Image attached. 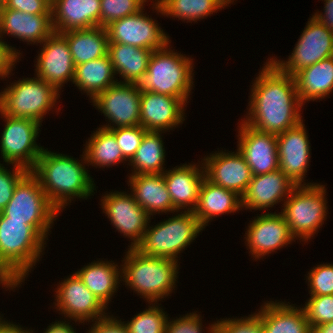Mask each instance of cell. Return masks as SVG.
<instances>
[{"instance_id":"43","label":"cell","mask_w":333,"mask_h":333,"mask_svg":"<svg viewBox=\"0 0 333 333\" xmlns=\"http://www.w3.org/2000/svg\"><path fill=\"white\" fill-rule=\"evenodd\" d=\"M14 166L12 171H9L3 164L0 163V212L5 208L8 202L12 199L15 186L29 172L24 167L19 165Z\"/></svg>"},{"instance_id":"34","label":"cell","mask_w":333,"mask_h":333,"mask_svg":"<svg viewBox=\"0 0 333 333\" xmlns=\"http://www.w3.org/2000/svg\"><path fill=\"white\" fill-rule=\"evenodd\" d=\"M233 2L234 0H155L152 5L158 15L160 13L187 22H197Z\"/></svg>"},{"instance_id":"19","label":"cell","mask_w":333,"mask_h":333,"mask_svg":"<svg viewBox=\"0 0 333 333\" xmlns=\"http://www.w3.org/2000/svg\"><path fill=\"white\" fill-rule=\"evenodd\" d=\"M277 151L279 169L295 185H306L304 179L309 168L311 145L303 121L277 134Z\"/></svg>"},{"instance_id":"4","label":"cell","mask_w":333,"mask_h":333,"mask_svg":"<svg viewBox=\"0 0 333 333\" xmlns=\"http://www.w3.org/2000/svg\"><path fill=\"white\" fill-rule=\"evenodd\" d=\"M46 239L25 221L0 212V267L21 286L45 250Z\"/></svg>"},{"instance_id":"26","label":"cell","mask_w":333,"mask_h":333,"mask_svg":"<svg viewBox=\"0 0 333 333\" xmlns=\"http://www.w3.org/2000/svg\"><path fill=\"white\" fill-rule=\"evenodd\" d=\"M134 200L151 216L178 212L166 187L162 174H135L128 176Z\"/></svg>"},{"instance_id":"17","label":"cell","mask_w":333,"mask_h":333,"mask_svg":"<svg viewBox=\"0 0 333 333\" xmlns=\"http://www.w3.org/2000/svg\"><path fill=\"white\" fill-rule=\"evenodd\" d=\"M35 61V75L60 92L63 84L73 82L75 65L66 38L54 32L47 37Z\"/></svg>"},{"instance_id":"22","label":"cell","mask_w":333,"mask_h":333,"mask_svg":"<svg viewBox=\"0 0 333 333\" xmlns=\"http://www.w3.org/2000/svg\"><path fill=\"white\" fill-rule=\"evenodd\" d=\"M296 185L280 170L252 176L242 195V207L264 210L284 203Z\"/></svg>"},{"instance_id":"45","label":"cell","mask_w":333,"mask_h":333,"mask_svg":"<svg viewBox=\"0 0 333 333\" xmlns=\"http://www.w3.org/2000/svg\"><path fill=\"white\" fill-rule=\"evenodd\" d=\"M0 9L19 10L36 15H52L51 0H6Z\"/></svg>"},{"instance_id":"6","label":"cell","mask_w":333,"mask_h":333,"mask_svg":"<svg viewBox=\"0 0 333 333\" xmlns=\"http://www.w3.org/2000/svg\"><path fill=\"white\" fill-rule=\"evenodd\" d=\"M203 229L194 212L182 210L180 214L154 226L148 224L142 241L135 248L146 256L178 262V254L182 253Z\"/></svg>"},{"instance_id":"47","label":"cell","mask_w":333,"mask_h":333,"mask_svg":"<svg viewBox=\"0 0 333 333\" xmlns=\"http://www.w3.org/2000/svg\"><path fill=\"white\" fill-rule=\"evenodd\" d=\"M93 322L87 333H129L125 322L114 318L113 315L106 314Z\"/></svg>"},{"instance_id":"31","label":"cell","mask_w":333,"mask_h":333,"mask_svg":"<svg viewBox=\"0 0 333 333\" xmlns=\"http://www.w3.org/2000/svg\"><path fill=\"white\" fill-rule=\"evenodd\" d=\"M67 40L74 65L108 55V33L105 27L68 30L61 33Z\"/></svg>"},{"instance_id":"39","label":"cell","mask_w":333,"mask_h":333,"mask_svg":"<svg viewBox=\"0 0 333 333\" xmlns=\"http://www.w3.org/2000/svg\"><path fill=\"white\" fill-rule=\"evenodd\" d=\"M148 0H101L100 26L106 27L111 22L140 11Z\"/></svg>"},{"instance_id":"40","label":"cell","mask_w":333,"mask_h":333,"mask_svg":"<svg viewBox=\"0 0 333 333\" xmlns=\"http://www.w3.org/2000/svg\"><path fill=\"white\" fill-rule=\"evenodd\" d=\"M302 308L311 329L333 321V295L310 296Z\"/></svg>"},{"instance_id":"12","label":"cell","mask_w":333,"mask_h":333,"mask_svg":"<svg viewBox=\"0 0 333 333\" xmlns=\"http://www.w3.org/2000/svg\"><path fill=\"white\" fill-rule=\"evenodd\" d=\"M140 98L138 84L118 82L99 93L92 102L111 122L102 127L113 129L140 125Z\"/></svg>"},{"instance_id":"30","label":"cell","mask_w":333,"mask_h":333,"mask_svg":"<svg viewBox=\"0 0 333 333\" xmlns=\"http://www.w3.org/2000/svg\"><path fill=\"white\" fill-rule=\"evenodd\" d=\"M113 261H93L75 272L84 285L107 307L122 281V268ZM114 294V295H113Z\"/></svg>"},{"instance_id":"15","label":"cell","mask_w":333,"mask_h":333,"mask_svg":"<svg viewBox=\"0 0 333 333\" xmlns=\"http://www.w3.org/2000/svg\"><path fill=\"white\" fill-rule=\"evenodd\" d=\"M55 291V309L65 318L78 323L93 322L104 317L108 309L73 273L58 284ZM91 320V321H90Z\"/></svg>"},{"instance_id":"9","label":"cell","mask_w":333,"mask_h":333,"mask_svg":"<svg viewBox=\"0 0 333 333\" xmlns=\"http://www.w3.org/2000/svg\"><path fill=\"white\" fill-rule=\"evenodd\" d=\"M2 213L9 220L25 221L47 240L50 228L61 212L49 201L39 180L29 171L15 186L12 199Z\"/></svg>"},{"instance_id":"50","label":"cell","mask_w":333,"mask_h":333,"mask_svg":"<svg viewBox=\"0 0 333 333\" xmlns=\"http://www.w3.org/2000/svg\"><path fill=\"white\" fill-rule=\"evenodd\" d=\"M33 330L24 329L22 326L16 325L12 322L0 319V333H33Z\"/></svg>"},{"instance_id":"46","label":"cell","mask_w":333,"mask_h":333,"mask_svg":"<svg viewBox=\"0 0 333 333\" xmlns=\"http://www.w3.org/2000/svg\"><path fill=\"white\" fill-rule=\"evenodd\" d=\"M20 50L9 46L4 40L0 38V77L4 80L13 71L15 63L20 60ZM3 78V79H2Z\"/></svg>"},{"instance_id":"7","label":"cell","mask_w":333,"mask_h":333,"mask_svg":"<svg viewBox=\"0 0 333 333\" xmlns=\"http://www.w3.org/2000/svg\"><path fill=\"white\" fill-rule=\"evenodd\" d=\"M325 195V185H296L282 204L284 209L282 208L281 213L296 239L308 242L324 224L328 214Z\"/></svg>"},{"instance_id":"36","label":"cell","mask_w":333,"mask_h":333,"mask_svg":"<svg viewBox=\"0 0 333 333\" xmlns=\"http://www.w3.org/2000/svg\"><path fill=\"white\" fill-rule=\"evenodd\" d=\"M162 131H146L134 157L127 165L133 166L132 174H162L165 172V147Z\"/></svg>"},{"instance_id":"28","label":"cell","mask_w":333,"mask_h":333,"mask_svg":"<svg viewBox=\"0 0 333 333\" xmlns=\"http://www.w3.org/2000/svg\"><path fill=\"white\" fill-rule=\"evenodd\" d=\"M261 306L258 314L264 333H311L302 307L282 301H267Z\"/></svg>"},{"instance_id":"24","label":"cell","mask_w":333,"mask_h":333,"mask_svg":"<svg viewBox=\"0 0 333 333\" xmlns=\"http://www.w3.org/2000/svg\"><path fill=\"white\" fill-rule=\"evenodd\" d=\"M54 32L52 15H36L19 10L0 9L1 39L3 35L9 34L27 44H41Z\"/></svg>"},{"instance_id":"41","label":"cell","mask_w":333,"mask_h":333,"mask_svg":"<svg viewBox=\"0 0 333 333\" xmlns=\"http://www.w3.org/2000/svg\"><path fill=\"white\" fill-rule=\"evenodd\" d=\"M109 130L115 135L117 144L119 145L124 158L130 162L139 148L147 130L141 125L119 127Z\"/></svg>"},{"instance_id":"23","label":"cell","mask_w":333,"mask_h":333,"mask_svg":"<svg viewBox=\"0 0 333 333\" xmlns=\"http://www.w3.org/2000/svg\"><path fill=\"white\" fill-rule=\"evenodd\" d=\"M163 177L173 207L178 212L181 209L193 212L198 203L201 182L205 178L203 164L185 163L171 170H165Z\"/></svg>"},{"instance_id":"42","label":"cell","mask_w":333,"mask_h":333,"mask_svg":"<svg viewBox=\"0 0 333 333\" xmlns=\"http://www.w3.org/2000/svg\"><path fill=\"white\" fill-rule=\"evenodd\" d=\"M310 296L333 295V264H319L307 274Z\"/></svg>"},{"instance_id":"18","label":"cell","mask_w":333,"mask_h":333,"mask_svg":"<svg viewBox=\"0 0 333 333\" xmlns=\"http://www.w3.org/2000/svg\"><path fill=\"white\" fill-rule=\"evenodd\" d=\"M238 127L237 148L249 165L252 175L279 169L277 134L256 130L243 121Z\"/></svg>"},{"instance_id":"37","label":"cell","mask_w":333,"mask_h":333,"mask_svg":"<svg viewBox=\"0 0 333 333\" xmlns=\"http://www.w3.org/2000/svg\"><path fill=\"white\" fill-rule=\"evenodd\" d=\"M148 309L135 315L127 321L129 333H164L168 315L160 308L158 303H151Z\"/></svg>"},{"instance_id":"27","label":"cell","mask_w":333,"mask_h":333,"mask_svg":"<svg viewBox=\"0 0 333 333\" xmlns=\"http://www.w3.org/2000/svg\"><path fill=\"white\" fill-rule=\"evenodd\" d=\"M242 197L231 191L203 179L199 189L198 203L193 211L205 228L213 218L226 213L242 210Z\"/></svg>"},{"instance_id":"1","label":"cell","mask_w":333,"mask_h":333,"mask_svg":"<svg viewBox=\"0 0 333 333\" xmlns=\"http://www.w3.org/2000/svg\"><path fill=\"white\" fill-rule=\"evenodd\" d=\"M251 86L248 115L241 120L252 128L279 134L304 121L294 77L271 60L264 64Z\"/></svg>"},{"instance_id":"44","label":"cell","mask_w":333,"mask_h":333,"mask_svg":"<svg viewBox=\"0 0 333 333\" xmlns=\"http://www.w3.org/2000/svg\"><path fill=\"white\" fill-rule=\"evenodd\" d=\"M202 319L196 312L187 313L183 317L167 320L164 333H203Z\"/></svg>"},{"instance_id":"49","label":"cell","mask_w":333,"mask_h":333,"mask_svg":"<svg viewBox=\"0 0 333 333\" xmlns=\"http://www.w3.org/2000/svg\"><path fill=\"white\" fill-rule=\"evenodd\" d=\"M66 322V323H65ZM43 333H76L70 322L67 321H55L49 325Z\"/></svg>"},{"instance_id":"21","label":"cell","mask_w":333,"mask_h":333,"mask_svg":"<svg viewBox=\"0 0 333 333\" xmlns=\"http://www.w3.org/2000/svg\"><path fill=\"white\" fill-rule=\"evenodd\" d=\"M186 103L177 97L141 91L140 125L147 131L166 132L185 120Z\"/></svg>"},{"instance_id":"13","label":"cell","mask_w":333,"mask_h":333,"mask_svg":"<svg viewBox=\"0 0 333 333\" xmlns=\"http://www.w3.org/2000/svg\"><path fill=\"white\" fill-rule=\"evenodd\" d=\"M111 22L105 28L109 43H122L150 50L163 49L171 43L169 35L158 25L156 20L143 11Z\"/></svg>"},{"instance_id":"11","label":"cell","mask_w":333,"mask_h":333,"mask_svg":"<svg viewBox=\"0 0 333 333\" xmlns=\"http://www.w3.org/2000/svg\"><path fill=\"white\" fill-rule=\"evenodd\" d=\"M331 56L333 32L310 17L287 61L276 57L269 59L285 74L293 76L301 69Z\"/></svg>"},{"instance_id":"29","label":"cell","mask_w":333,"mask_h":333,"mask_svg":"<svg viewBox=\"0 0 333 333\" xmlns=\"http://www.w3.org/2000/svg\"><path fill=\"white\" fill-rule=\"evenodd\" d=\"M302 105L333 93V56L305 67L293 75Z\"/></svg>"},{"instance_id":"25","label":"cell","mask_w":333,"mask_h":333,"mask_svg":"<svg viewBox=\"0 0 333 333\" xmlns=\"http://www.w3.org/2000/svg\"><path fill=\"white\" fill-rule=\"evenodd\" d=\"M101 0H51L54 31L89 29L100 26Z\"/></svg>"},{"instance_id":"16","label":"cell","mask_w":333,"mask_h":333,"mask_svg":"<svg viewBox=\"0 0 333 333\" xmlns=\"http://www.w3.org/2000/svg\"><path fill=\"white\" fill-rule=\"evenodd\" d=\"M245 234L246 246L255 260L282 249L296 239L281 212H266L255 217L248 224Z\"/></svg>"},{"instance_id":"2","label":"cell","mask_w":333,"mask_h":333,"mask_svg":"<svg viewBox=\"0 0 333 333\" xmlns=\"http://www.w3.org/2000/svg\"><path fill=\"white\" fill-rule=\"evenodd\" d=\"M80 161L69 155L43 149L30 171L39 180L49 201L59 212H62L73 198L87 199L94 195L96 188L89 170L85 168L87 163L84 153Z\"/></svg>"},{"instance_id":"53","label":"cell","mask_w":333,"mask_h":333,"mask_svg":"<svg viewBox=\"0 0 333 333\" xmlns=\"http://www.w3.org/2000/svg\"><path fill=\"white\" fill-rule=\"evenodd\" d=\"M6 0H0V6H3Z\"/></svg>"},{"instance_id":"5","label":"cell","mask_w":333,"mask_h":333,"mask_svg":"<svg viewBox=\"0 0 333 333\" xmlns=\"http://www.w3.org/2000/svg\"><path fill=\"white\" fill-rule=\"evenodd\" d=\"M170 46L153 51L138 86L141 91L177 97L187 104L194 87L193 59L171 50Z\"/></svg>"},{"instance_id":"35","label":"cell","mask_w":333,"mask_h":333,"mask_svg":"<svg viewBox=\"0 0 333 333\" xmlns=\"http://www.w3.org/2000/svg\"><path fill=\"white\" fill-rule=\"evenodd\" d=\"M83 151L87 166L112 167L127 161L116 141L115 135L103 127H99L86 141Z\"/></svg>"},{"instance_id":"48","label":"cell","mask_w":333,"mask_h":333,"mask_svg":"<svg viewBox=\"0 0 333 333\" xmlns=\"http://www.w3.org/2000/svg\"><path fill=\"white\" fill-rule=\"evenodd\" d=\"M324 13L316 12L312 17L333 32V0H324Z\"/></svg>"},{"instance_id":"14","label":"cell","mask_w":333,"mask_h":333,"mask_svg":"<svg viewBox=\"0 0 333 333\" xmlns=\"http://www.w3.org/2000/svg\"><path fill=\"white\" fill-rule=\"evenodd\" d=\"M101 207L111 224L125 238L132 241L135 248L143 239L145 230L151 222V216L134 200L131 193L114 191L102 196Z\"/></svg>"},{"instance_id":"33","label":"cell","mask_w":333,"mask_h":333,"mask_svg":"<svg viewBox=\"0 0 333 333\" xmlns=\"http://www.w3.org/2000/svg\"><path fill=\"white\" fill-rule=\"evenodd\" d=\"M109 55L75 66L73 84L91 101L110 86L118 83ZM116 78V79H114Z\"/></svg>"},{"instance_id":"10","label":"cell","mask_w":333,"mask_h":333,"mask_svg":"<svg viewBox=\"0 0 333 333\" xmlns=\"http://www.w3.org/2000/svg\"><path fill=\"white\" fill-rule=\"evenodd\" d=\"M0 114L6 122L0 140L3 162L31 171L44 149L36 143L42 124L28 118H13L1 111Z\"/></svg>"},{"instance_id":"51","label":"cell","mask_w":333,"mask_h":333,"mask_svg":"<svg viewBox=\"0 0 333 333\" xmlns=\"http://www.w3.org/2000/svg\"><path fill=\"white\" fill-rule=\"evenodd\" d=\"M0 284L2 287L10 289H14L18 286V284L0 267Z\"/></svg>"},{"instance_id":"32","label":"cell","mask_w":333,"mask_h":333,"mask_svg":"<svg viewBox=\"0 0 333 333\" xmlns=\"http://www.w3.org/2000/svg\"><path fill=\"white\" fill-rule=\"evenodd\" d=\"M153 50L139 48L122 43H109L108 55L114 71L124 80L120 83H136L147 72L149 59Z\"/></svg>"},{"instance_id":"38","label":"cell","mask_w":333,"mask_h":333,"mask_svg":"<svg viewBox=\"0 0 333 333\" xmlns=\"http://www.w3.org/2000/svg\"><path fill=\"white\" fill-rule=\"evenodd\" d=\"M207 333H264L263 321L258 313L241 318H221L209 326Z\"/></svg>"},{"instance_id":"20","label":"cell","mask_w":333,"mask_h":333,"mask_svg":"<svg viewBox=\"0 0 333 333\" xmlns=\"http://www.w3.org/2000/svg\"><path fill=\"white\" fill-rule=\"evenodd\" d=\"M224 151L218 150L202 159L205 178L242 197L253 176L251 169L238 149L236 153Z\"/></svg>"},{"instance_id":"52","label":"cell","mask_w":333,"mask_h":333,"mask_svg":"<svg viewBox=\"0 0 333 333\" xmlns=\"http://www.w3.org/2000/svg\"><path fill=\"white\" fill-rule=\"evenodd\" d=\"M311 333H333V321L313 327Z\"/></svg>"},{"instance_id":"3","label":"cell","mask_w":333,"mask_h":333,"mask_svg":"<svg viewBox=\"0 0 333 333\" xmlns=\"http://www.w3.org/2000/svg\"><path fill=\"white\" fill-rule=\"evenodd\" d=\"M122 260V281L146 302L157 303L170 295L179 273L178 262L161 257L146 256L136 248H127ZM124 261V262H123ZM124 263V264H123Z\"/></svg>"},{"instance_id":"8","label":"cell","mask_w":333,"mask_h":333,"mask_svg":"<svg viewBox=\"0 0 333 333\" xmlns=\"http://www.w3.org/2000/svg\"><path fill=\"white\" fill-rule=\"evenodd\" d=\"M52 85L36 76L13 82L0 92V111L13 118H28L40 124L60 97Z\"/></svg>"}]
</instances>
